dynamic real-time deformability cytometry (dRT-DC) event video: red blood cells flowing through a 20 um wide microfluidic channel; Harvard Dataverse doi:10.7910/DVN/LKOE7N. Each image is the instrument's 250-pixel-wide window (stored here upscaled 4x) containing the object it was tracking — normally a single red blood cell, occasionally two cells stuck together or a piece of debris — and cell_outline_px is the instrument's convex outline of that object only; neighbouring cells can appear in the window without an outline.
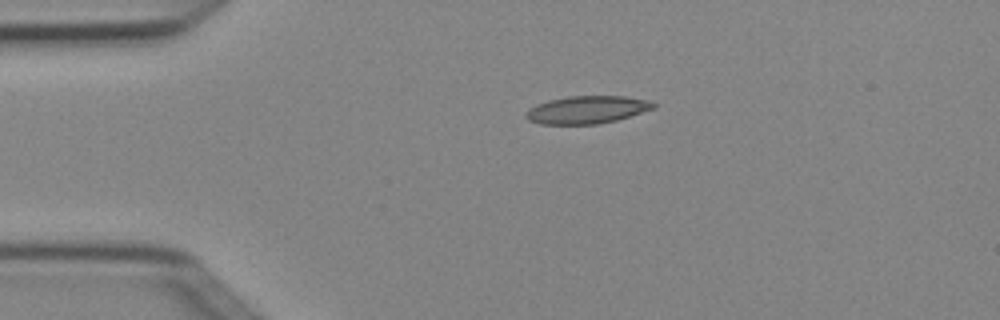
{"species": "Egyptian fruit bat (a non-hibernating species)", "species_latin": "Rousettus aegyptiacus", "temperature_condition": "cold", "stored_images_in_passage": 2, "camera_frame_rate_fps": 3000, "um_per_image_px": 0.085, "animal": {"sex": "female"}, "frame": {"image": 1, "passage_image": 1, "time_ms": 0.0, "image_size_px": [1000, 320], "cell_outline_px": [[656, 108], [616, 120], [596, 124], [540, 124], [528, 120], [524, 116], [524, 112], [528, 108], [536, 104], [548, 100], [568, 96], [624, 96], [652, 100], [656, 104]], "centroid_in_image_um": [49.88, 9.32], "position_along_channel_um": 35.1, "area_um2": 20.81}}